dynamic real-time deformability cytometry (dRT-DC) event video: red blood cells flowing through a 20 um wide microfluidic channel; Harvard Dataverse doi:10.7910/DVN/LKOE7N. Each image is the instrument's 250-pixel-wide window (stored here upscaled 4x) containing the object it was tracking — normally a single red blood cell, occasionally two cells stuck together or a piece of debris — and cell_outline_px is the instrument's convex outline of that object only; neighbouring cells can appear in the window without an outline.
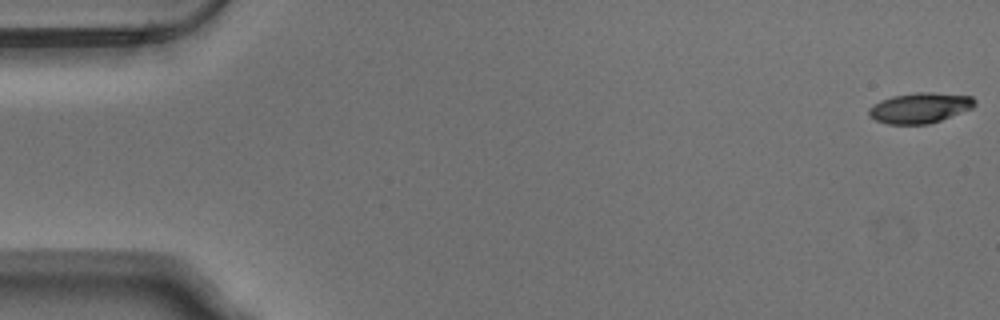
{"species": "Egyptian fruit bat (a non-hibernating species)", "species_latin": "Rousettus aegyptiacus", "temperature_condition": "warm", "stored_images_in_passage": 54, "camera_frame_rate_fps": 3000, "um_per_image_px": 0.085, "animal": {"sex": "male"}, "frame": {"image": 1, "passage_image": 1, "time_ms": 0.0, "image_size_px": [1000, 320], "cell_outline_px": [[976, 104], [972, 108], [940, 120], [928, 124], [888, 124], [876, 120], [868, 112], [868, 108], [872, 104], [880, 100], [892, 96], [916, 92], [932, 92], [972, 96], [976, 100]], "centroid_in_image_um": [78.19, 9.15], "position_along_channel_um": 6.8, "area_um2": 18.73}}
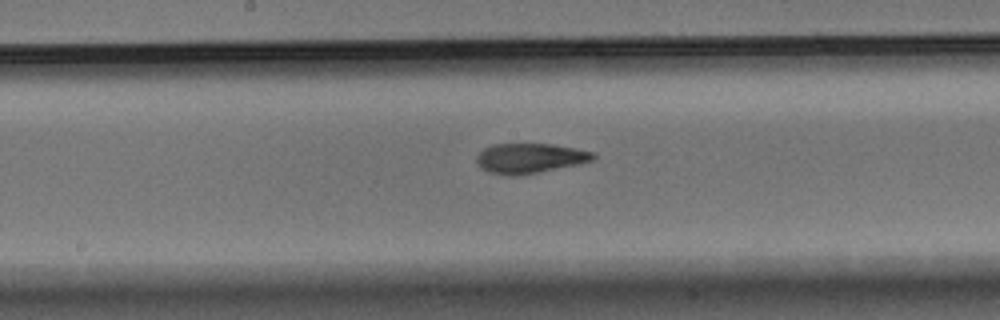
{"frame": {"image": 2, "passage_image": 28, "time_ms": 9.0, "image_size_px": [1000, 320], "cell_outline_px": [[596, 156], [592, 160], [576, 164], [516, 176], [512, 176], [488, 172], [480, 168], [476, 160], [476, 156], [484, 148], [492, 144], [552, 144], [592, 152]], "centroid_in_image_um": [44.95, 13.44], "position_along_channel_um": 203.2, "area_um2": 19.94}}
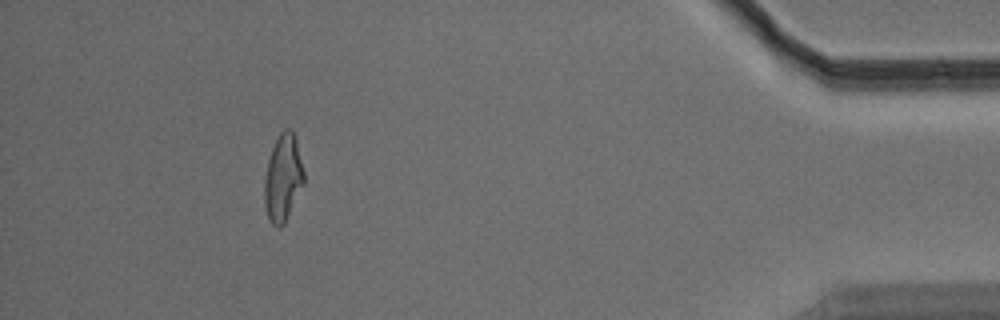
{"frame": {"image": 3, "passage_image": 49, "time_ms": 16.0, "image_size_px": [1000, 320], "cell_outline_px": [[304, 184], [284, 224], [280, 228], [276, 228], [268, 220], [264, 204], [264, 180], [268, 160], [272, 148], [280, 132], [284, 128], [288, 128], [296, 136], [304, 172]], "centroid_in_image_um": [24.05, 15.14], "position_along_channel_um": 411.1, "area_um2": 20.23}, "authors_computed_cell_mechanics": {"area_um2": 19.941, "velocity_mm_per_s": 3.7985, "shape_relaxation_time_tau1_ms": 5.5826, "shape_relaxation_time_tau2_ms": 2.4445, "deformation_change_tau1": 0.2031, "deformation_change_tau2": 0.1088}}